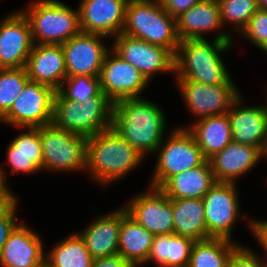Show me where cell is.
Here are the masks:
<instances>
[{
	"instance_id": "obj_1",
	"label": "cell",
	"mask_w": 267,
	"mask_h": 267,
	"mask_svg": "<svg viewBox=\"0 0 267 267\" xmlns=\"http://www.w3.org/2000/svg\"><path fill=\"white\" fill-rule=\"evenodd\" d=\"M164 112L144 96L122 99L113 103L112 128L147 159L171 130Z\"/></svg>"
},
{
	"instance_id": "obj_2",
	"label": "cell",
	"mask_w": 267,
	"mask_h": 267,
	"mask_svg": "<svg viewBox=\"0 0 267 267\" xmlns=\"http://www.w3.org/2000/svg\"><path fill=\"white\" fill-rule=\"evenodd\" d=\"M146 161L112 127L87 138L86 173L101 187L124 179Z\"/></svg>"
},
{
	"instance_id": "obj_3",
	"label": "cell",
	"mask_w": 267,
	"mask_h": 267,
	"mask_svg": "<svg viewBox=\"0 0 267 267\" xmlns=\"http://www.w3.org/2000/svg\"><path fill=\"white\" fill-rule=\"evenodd\" d=\"M234 40L184 39L174 55L175 80L206 85L235 84L221 55L231 50Z\"/></svg>"
},
{
	"instance_id": "obj_4",
	"label": "cell",
	"mask_w": 267,
	"mask_h": 267,
	"mask_svg": "<svg viewBox=\"0 0 267 267\" xmlns=\"http://www.w3.org/2000/svg\"><path fill=\"white\" fill-rule=\"evenodd\" d=\"M122 33L162 46L173 55L180 43L176 18L163 9L159 0H129Z\"/></svg>"
},
{
	"instance_id": "obj_5",
	"label": "cell",
	"mask_w": 267,
	"mask_h": 267,
	"mask_svg": "<svg viewBox=\"0 0 267 267\" xmlns=\"http://www.w3.org/2000/svg\"><path fill=\"white\" fill-rule=\"evenodd\" d=\"M112 109L113 102L103 91L82 102L64 99L56 91L52 124L88 138L112 127Z\"/></svg>"
},
{
	"instance_id": "obj_6",
	"label": "cell",
	"mask_w": 267,
	"mask_h": 267,
	"mask_svg": "<svg viewBox=\"0 0 267 267\" xmlns=\"http://www.w3.org/2000/svg\"><path fill=\"white\" fill-rule=\"evenodd\" d=\"M21 11L29 20L34 44H63L81 32L78 7L60 0H32Z\"/></svg>"
},
{
	"instance_id": "obj_7",
	"label": "cell",
	"mask_w": 267,
	"mask_h": 267,
	"mask_svg": "<svg viewBox=\"0 0 267 267\" xmlns=\"http://www.w3.org/2000/svg\"><path fill=\"white\" fill-rule=\"evenodd\" d=\"M155 155V168L148 183L154 188H160L173 175L201 166L206 161L192 133L178 126L166 134Z\"/></svg>"
},
{
	"instance_id": "obj_8",
	"label": "cell",
	"mask_w": 267,
	"mask_h": 267,
	"mask_svg": "<svg viewBox=\"0 0 267 267\" xmlns=\"http://www.w3.org/2000/svg\"><path fill=\"white\" fill-rule=\"evenodd\" d=\"M43 172L64 174L86 171L87 137L71 133L52 123L40 127Z\"/></svg>"
},
{
	"instance_id": "obj_9",
	"label": "cell",
	"mask_w": 267,
	"mask_h": 267,
	"mask_svg": "<svg viewBox=\"0 0 267 267\" xmlns=\"http://www.w3.org/2000/svg\"><path fill=\"white\" fill-rule=\"evenodd\" d=\"M238 184L216 182L202 198L205 209V221L207 226V239L223 238L230 241L235 239L232 232L239 220L247 221V228L252 234V218L243 215L240 204ZM241 206V207H240ZM242 215V217H241ZM249 218V219H248Z\"/></svg>"
},
{
	"instance_id": "obj_10",
	"label": "cell",
	"mask_w": 267,
	"mask_h": 267,
	"mask_svg": "<svg viewBox=\"0 0 267 267\" xmlns=\"http://www.w3.org/2000/svg\"><path fill=\"white\" fill-rule=\"evenodd\" d=\"M55 93L53 88L29 80L10 110L1 118V124L17 129L51 124Z\"/></svg>"
},
{
	"instance_id": "obj_11",
	"label": "cell",
	"mask_w": 267,
	"mask_h": 267,
	"mask_svg": "<svg viewBox=\"0 0 267 267\" xmlns=\"http://www.w3.org/2000/svg\"><path fill=\"white\" fill-rule=\"evenodd\" d=\"M175 83L194 121L227 113L242 93L236 84L206 85L190 80H175Z\"/></svg>"
},
{
	"instance_id": "obj_12",
	"label": "cell",
	"mask_w": 267,
	"mask_h": 267,
	"mask_svg": "<svg viewBox=\"0 0 267 267\" xmlns=\"http://www.w3.org/2000/svg\"><path fill=\"white\" fill-rule=\"evenodd\" d=\"M113 38L111 49L137 68L149 83L157 73L174 74V55L168 49L123 33Z\"/></svg>"
},
{
	"instance_id": "obj_13",
	"label": "cell",
	"mask_w": 267,
	"mask_h": 267,
	"mask_svg": "<svg viewBox=\"0 0 267 267\" xmlns=\"http://www.w3.org/2000/svg\"><path fill=\"white\" fill-rule=\"evenodd\" d=\"M123 207L154 236L174 233L171 198L160 188L147 186V190L132 195Z\"/></svg>"
},
{
	"instance_id": "obj_14",
	"label": "cell",
	"mask_w": 267,
	"mask_h": 267,
	"mask_svg": "<svg viewBox=\"0 0 267 267\" xmlns=\"http://www.w3.org/2000/svg\"><path fill=\"white\" fill-rule=\"evenodd\" d=\"M99 78L102 91L113 103L126 98L142 97L141 94L150 84L137 68L112 49L105 55Z\"/></svg>"
},
{
	"instance_id": "obj_15",
	"label": "cell",
	"mask_w": 267,
	"mask_h": 267,
	"mask_svg": "<svg viewBox=\"0 0 267 267\" xmlns=\"http://www.w3.org/2000/svg\"><path fill=\"white\" fill-rule=\"evenodd\" d=\"M107 36L80 32L61 44L65 55L67 76L99 77L106 53Z\"/></svg>"
},
{
	"instance_id": "obj_16",
	"label": "cell",
	"mask_w": 267,
	"mask_h": 267,
	"mask_svg": "<svg viewBox=\"0 0 267 267\" xmlns=\"http://www.w3.org/2000/svg\"><path fill=\"white\" fill-rule=\"evenodd\" d=\"M33 46L31 26L21 10L0 20V69L26 67Z\"/></svg>"
},
{
	"instance_id": "obj_17",
	"label": "cell",
	"mask_w": 267,
	"mask_h": 267,
	"mask_svg": "<svg viewBox=\"0 0 267 267\" xmlns=\"http://www.w3.org/2000/svg\"><path fill=\"white\" fill-rule=\"evenodd\" d=\"M129 0H80L81 32L101 34L111 41L122 33Z\"/></svg>"
},
{
	"instance_id": "obj_18",
	"label": "cell",
	"mask_w": 267,
	"mask_h": 267,
	"mask_svg": "<svg viewBox=\"0 0 267 267\" xmlns=\"http://www.w3.org/2000/svg\"><path fill=\"white\" fill-rule=\"evenodd\" d=\"M179 40L207 39L214 33L213 39L233 40L230 30H223L218 2L202 0L176 18ZM211 32V33H210ZM216 32V33H215Z\"/></svg>"
},
{
	"instance_id": "obj_19",
	"label": "cell",
	"mask_w": 267,
	"mask_h": 267,
	"mask_svg": "<svg viewBox=\"0 0 267 267\" xmlns=\"http://www.w3.org/2000/svg\"><path fill=\"white\" fill-rule=\"evenodd\" d=\"M44 248L41 236L23 220L0 252V267H38L45 263Z\"/></svg>"
},
{
	"instance_id": "obj_20",
	"label": "cell",
	"mask_w": 267,
	"mask_h": 267,
	"mask_svg": "<svg viewBox=\"0 0 267 267\" xmlns=\"http://www.w3.org/2000/svg\"><path fill=\"white\" fill-rule=\"evenodd\" d=\"M216 182L238 183L260 160V150L231 141L225 149L209 159Z\"/></svg>"
},
{
	"instance_id": "obj_21",
	"label": "cell",
	"mask_w": 267,
	"mask_h": 267,
	"mask_svg": "<svg viewBox=\"0 0 267 267\" xmlns=\"http://www.w3.org/2000/svg\"><path fill=\"white\" fill-rule=\"evenodd\" d=\"M25 68L30 81L47 85L57 91L67 77L61 44H34Z\"/></svg>"
},
{
	"instance_id": "obj_22",
	"label": "cell",
	"mask_w": 267,
	"mask_h": 267,
	"mask_svg": "<svg viewBox=\"0 0 267 267\" xmlns=\"http://www.w3.org/2000/svg\"><path fill=\"white\" fill-rule=\"evenodd\" d=\"M244 101L241 93L227 112L231 122L232 140L260 150L267 131L263 107L250 106Z\"/></svg>"
},
{
	"instance_id": "obj_23",
	"label": "cell",
	"mask_w": 267,
	"mask_h": 267,
	"mask_svg": "<svg viewBox=\"0 0 267 267\" xmlns=\"http://www.w3.org/2000/svg\"><path fill=\"white\" fill-rule=\"evenodd\" d=\"M121 207L96 215L91 224L77 232L94 259L118 254Z\"/></svg>"
},
{
	"instance_id": "obj_24",
	"label": "cell",
	"mask_w": 267,
	"mask_h": 267,
	"mask_svg": "<svg viewBox=\"0 0 267 267\" xmlns=\"http://www.w3.org/2000/svg\"><path fill=\"white\" fill-rule=\"evenodd\" d=\"M8 144L6 161L11 167L9 174H33L43 171V151L40 127H23Z\"/></svg>"
},
{
	"instance_id": "obj_25",
	"label": "cell",
	"mask_w": 267,
	"mask_h": 267,
	"mask_svg": "<svg viewBox=\"0 0 267 267\" xmlns=\"http://www.w3.org/2000/svg\"><path fill=\"white\" fill-rule=\"evenodd\" d=\"M178 127L187 128L192 133L206 160L221 152L233 141L231 122L227 113L203 117L189 125Z\"/></svg>"
},
{
	"instance_id": "obj_26",
	"label": "cell",
	"mask_w": 267,
	"mask_h": 267,
	"mask_svg": "<svg viewBox=\"0 0 267 267\" xmlns=\"http://www.w3.org/2000/svg\"><path fill=\"white\" fill-rule=\"evenodd\" d=\"M153 239L154 235L136 222L122 206L118 254L133 267H143Z\"/></svg>"
},
{
	"instance_id": "obj_27",
	"label": "cell",
	"mask_w": 267,
	"mask_h": 267,
	"mask_svg": "<svg viewBox=\"0 0 267 267\" xmlns=\"http://www.w3.org/2000/svg\"><path fill=\"white\" fill-rule=\"evenodd\" d=\"M216 183L209 160L170 177L160 189L171 199H202Z\"/></svg>"
},
{
	"instance_id": "obj_28",
	"label": "cell",
	"mask_w": 267,
	"mask_h": 267,
	"mask_svg": "<svg viewBox=\"0 0 267 267\" xmlns=\"http://www.w3.org/2000/svg\"><path fill=\"white\" fill-rule=\"evenodd\" d=\"M194 242L175 233L156 235L144 265L153 261L157 267H188Z\"/></svg>"
},
{
	"instance_id": "obj_29",
	"label": "cell",
	"mask_w": 267,
	"mask_h": 267,
	"mask_svg": "<svg viewBox=\"0 0 267 267\" xmlns=\"http://www.w3.org/2000/svg\"><path fill=\"white\" fill-rule=\"evenodd\" d=\"M174 233L192 238L194 241L207 239L205 209L202 199H171Z\"/></svg>"
},
{
	"instance_id": "obj_30",
	"label": "cell",
	"mask_w": 267,
	"mask_h": 267,
	"mask_svg": "<svg viewBox=\"0 0 267 267\" xmlns=\"http://www.w3.org/2000/svg\"><path fill=\"white\" fill-rule=\"evenodd\" d=\"M51 248L45 255L47 267H92L94 258L77 231L57 241Z\"/></svg>"
},
{
	"instance_id": "obj_31",
	"label": "cell",
	"mask_w": 267,
	"mask_h": 267,
	"mask_svg": "<svg viewBox=\"0 0 267 267\" xmlns=\"http://www.w3.org/2000/svg\"><path fill=\"white\" fill-rule=\"evenodd\" d=\"M240 245L243 244L223 238L195 241L188 267H227L230 256Z\"/></svg>"
},
{
	"instance_id": "obj_32",
	"label": "cell",
	"mask_w": 267,
	"mask_h": 267,
	"mask_svg": "<svg viewBox=\"0 0 267 267\" xmlns=\"http://www.w3.org/2000/svg\"><path fill=\"white\" fill-rule=\"evenodd\" d=\"M218 4L223 27L230 24L227 27L238 35L258 10L257 0H220Z\"/></svg>"
},
{
	"instance_id": "obj_33",
	"label": "cell",
	"mask_w": 267,
	"mask_h": 267,
	"mask_svg": "<svg viewBox=\"0 0 267 267\" xmlns=\"http://www.w3.org/2000/svg\"><path fill=\"white\" fill-rule=\"evenodd\" d=\"M29 80L25 67L0 69V118L10 110Z\"/></svg>"
},
{
	"instance_id": "obj_34",
	"label": "cell",
	"mask_w": 267,
	"mask_h": 267,
	"mask_svg": "<svg viewBox=\"0 0 267 267\" xmlns=\"http://www.w3.org/2000/svg\"><path fill=\"white\" fill-rule=\"evenodd\" d=\"M57 92L68 100L80 102L90 100L102 92L100 78L83 75L67 76Z\"/></svg>"
},
{
	"instance_id": "obj_35",
	"label": "cell",
	"mask_w": 267,
	"mask_h": 267,
	"mask_svg": "<svg viewBox=\"0 0 267 267\" xmlns=\"http://www.w3.org/2000/svg\"><path fill=\"white\" fill-rule=\"evenodd\" d=\"M240 35L257 49L264 44L267 41V10L258 9L247 22L239 37Z\"/></svg>"
},
{
	"instance_id": "obj_36",
	"label": "cell",
	"mask_w": 267,
	"mask_h": 267,
	"mask_svg": "<svg viewBox=\"0 0 267 267\" xmlns=\"http://www.w3.org/2000/svg\"><path fill=\"white\" fill-rule=\"evenodd\" d=\"M253 249L245 244L240 245L230 256L227 267H267V254L261 251L263 257Z\"/></svg>"
},
{
	"instance_id": "obj_37",
	"label": "cell",
	"mask_w": 267,
	"mask_h": 267,
	"mask_svg": "<svg viewBox=\"0 0 267 267\" xmlns=\"http://www.w3.org/2000/svg\"><path fill=\"white\" fill-rule=\"evenodd\" d=\"M19 198L2 214H0V252L4 247L10 234L23 221L17 216Z\"/></svg>"
},
{
	"instance_id": "obj_38",
	"label": "cell",
	"mask_w": 267,
	"mask_h": 267,
	"mask_svg": "<svg viewBox=\"0 0 267 267\" xmlns=\"http://www.w3.org/2000/svg\"><path fill=\"white\" fill-rule=\"evenodd\" d=\"M0 165V214L5 212L19 197L11 191L8 183L9 174Z\"/></svg>"
},
{
	"instance_id": "obj_39",
	"label": "cell",
	"mask_w": 267,
	"mask_h": 267,
	"mask_svg": "<svg viewBox=\"0 0 267 267\" xmlns=\"http://www.w3.org/2000/svg\"><path fill=\"white\" fill-rule=\"evenodd\" d=\"M163 9L172 17L177 18L202 0H159Z\"/></svg>"
},
{
	"instance_id": "obj_40",
	"label": "cell",
	"mask_w": 267,
	"mask_h": 267,
	"mask_svg": "<svg viewBox=\"0 0 267 267\" xmlns=\"http://www.w3.org/2000/svg\"><path fill=\"white\" fill-rule=\"evenodd\" d=\"M255 219L252 220V237L256 239L261 249L267 254V220Z\"/></svg>"
},
{
	"instance_id": "obj_41",
	"label": "cell",
	"mask_w": 267,
	"mask_h": 267,
	"mask_svg": "<svg viewBox=\"0 0 267 267\" xmlns=\"http://www.w3.org/2000/svg\"><path fill=\"white\" fill-rule=\"evenodd\" d=\"M92 267H133L120 254L94 259Z\"/></svg>"
},
{
	"instance_id": "obj_42",
	"label": "cell",
	"mask_w": 267,
	"mask_h": 267,
	"mask_svg": "<svg viewBox=\"0 0 267 267\" xmlns=\"http://www.w3.org/2000/svg\"><path fill=\"white\" fill-rule=\"evenodd\" d=\"M262 159H265L267 162V131L260 149V160Z\"/></svg>"
},
{
	"instance_id": "obj_43",
	"label": "cell",
	"mask_w": 267,
	"mask_h": 267,
	"mask_svg": "<svg viewBox=\"0 0 267 267\" xmlns=\"http://www.w3.org/2000/svg\"><path fill=\"white\" fill-rule=\"evenodd\" d=\"M258 9L267 10V0H257Z\"/></svg>"
},
{
	"instance_id": "obj_44",
	"label": "cell",
	"mask_w": 267,
	"mask_h": 267,
	"mask_svg": "<svg viewBox=\"0 0 267 267\" xmlns=\"http://www.w3.org/2000/svg\"><path fill=\"white\" fill-rule=\"evenodd\" d=\"M266 90V94H267V88L265 89ZM267 96V95H266ZM266 100H267V97H265ZM267 102V101H266ZM262 107H263V111H264V114H265V119H266V125H267V103L265 104H262Z\"/></svg>"
},
{
	"instance_id": "obj_45",
	"label": "cell",
	"mask_w": 267,
	"mask_h": 267,
	"mask_svg": "<svg viewBox=\"0 0 267 267\" xmlns=\"http://www.w3.org/2000/svg\"><path fill=\"white\" fill-rule=\"evenodd\" d=\"M258 49L260 51L262 50L267 55V41L264 44H262Z\"/></svg>"
},
{
	"instance_id": "obj_46",
	"label": "cell",
	"mask_w": 267,
	"mask_h": 267,
	"mask_svg": "<svg viewBox=\"0 0 267 267\" xmlns=\"http://www.w3.org/2000/svg\"><path fill=\"white\" fill-rule=\"evenodd\" d=\"M38 267H47V263L45 262V263L39 265Z\"/></svg>"
}]
</instances>
